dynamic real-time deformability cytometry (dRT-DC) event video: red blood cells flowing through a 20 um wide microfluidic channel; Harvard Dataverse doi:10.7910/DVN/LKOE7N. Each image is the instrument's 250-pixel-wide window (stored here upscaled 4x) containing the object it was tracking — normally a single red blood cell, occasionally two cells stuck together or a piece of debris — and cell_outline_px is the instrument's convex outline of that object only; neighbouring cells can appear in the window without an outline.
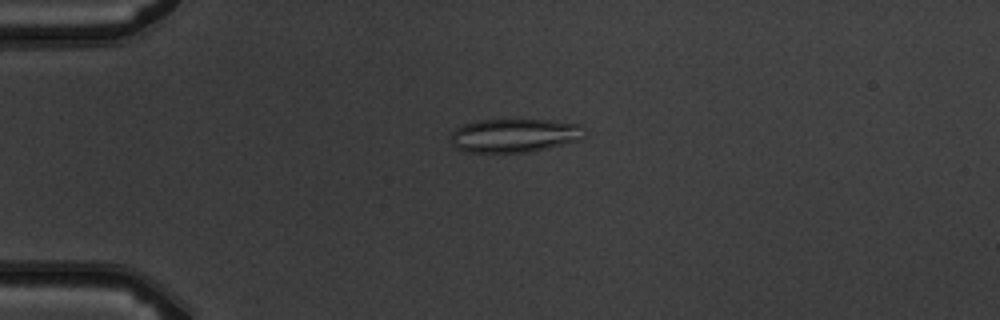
{"species": "common noctule bat (a hibernating species)", "species_latin": "Nyctalus noctula", "temperature_condition": "warm", "stored_images_in_passage": 7, "camera_frame_rate_fps": 3000, "um_per_image_px": 0.085, "animal": {"sex": "male", "body_mass_g": 19.5, "forearm_length_mm": 54.6}, "frame": {"image": 1, "passage_image": 3, "time_ms": 3.0, "image_size_px": [1000, 320], "cell_outline_px": [[584, 136], [580, 140], [528, 152], [468, 152], [456, 148], [452, 144], [452, 132], [456, 128], [464, 124], [480, 120], [548, 120], [580, 124]], "centroid_in_image_um": [43.71, 11.51], "position_along_channel_um": 41.3, "area_um2": 25.89}}
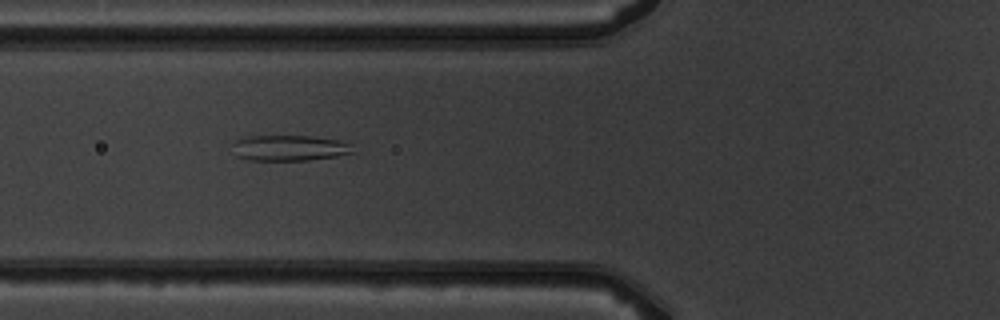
{"frame": {"image": 2, "passage_image": 5, "time_ms": 5.333, "image_size_px": [1000, 320], "cell_outline_px": [[356, 152], [336, 156], [308, 160], [248, 160], [236, 156], [232, 144], [236, 140], [248, 136], [308, 136], [340, 140], [352, 144]], "centroid_in_image_um": [24.63, 12.58], "position_along_channel_um": 101.2, "area_um2": 18.09}}
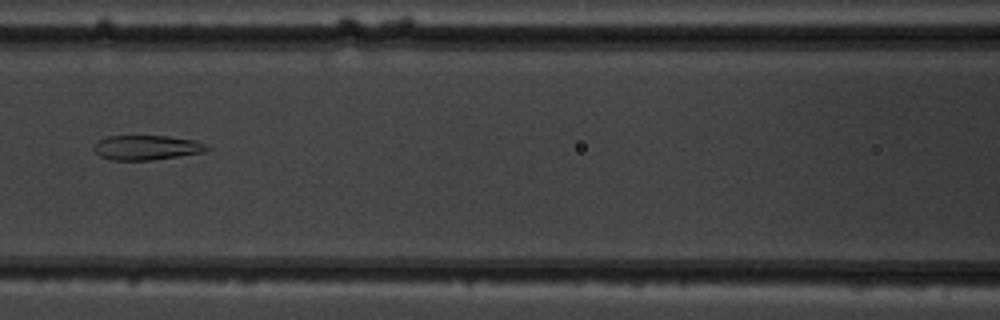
{"frame": {"image": 3, "passage_image": 6, "time_ms": 6.667, "image_size_px": [1000, 320], "cell_outline_px": [[208, 148], [204, 152], [152, 160], [112, 160], [100, 156], [92, 148], [100, 140], [108, 136], [168, 136], [196, 140], [204, 144]], "centroid_in_image_um": [12.45, 12.54], "position_along_channel_um": 154.1, "area_um2": 16.07}}